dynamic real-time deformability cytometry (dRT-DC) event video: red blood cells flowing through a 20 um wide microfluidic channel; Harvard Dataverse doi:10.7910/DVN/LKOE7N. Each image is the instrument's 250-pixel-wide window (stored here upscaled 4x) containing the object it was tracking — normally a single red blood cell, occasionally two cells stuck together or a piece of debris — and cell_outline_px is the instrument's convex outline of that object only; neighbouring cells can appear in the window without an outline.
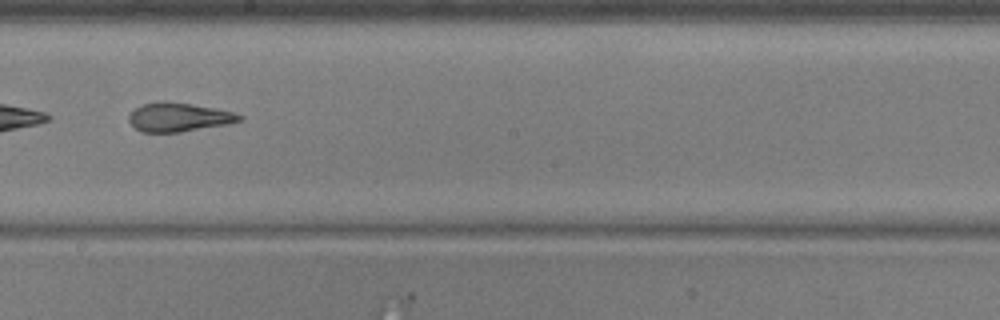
{"species": "common noctule bat (a hibernating species)", "species_latin": "Nyctalus noctula", "temperature_condition": "warm", "stored_images_in_passage": 19, "camera_frame_rate_fps": 3000, "um_per_image_px": 0.085, "animal": {"sex": "male", "body_mass_g": 20.5, "forearm_length_mm": 52.5}, "frame": {"image": 1, "passage_image": 16, "time_ms": 5.0, "image_size_px": [1000, 320], "cell_outline_px": [[244, 120], [228, 124], [180, 132], [140, 132], [128, 120], [128, 116], [140, 104], [192, 104], [232, 112], [244, 116]], "centroid_in_image_um": [15.23, 10.01], "position_along_channel_um": 233.0, "area_um2": 17.86}}